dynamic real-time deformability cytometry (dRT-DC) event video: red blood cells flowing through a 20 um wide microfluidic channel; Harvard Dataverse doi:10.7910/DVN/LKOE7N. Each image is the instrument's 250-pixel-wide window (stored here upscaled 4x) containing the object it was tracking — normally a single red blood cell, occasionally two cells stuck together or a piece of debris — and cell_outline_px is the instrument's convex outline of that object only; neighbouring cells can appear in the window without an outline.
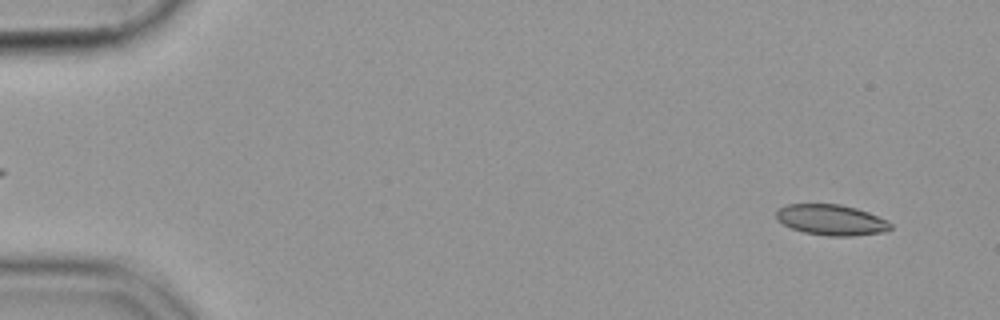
{"species": "common noctule bat (a hibernating species)", "species_latin": "Nyctalus noctula", "temperature_condition": "cold", "stored_images_in_passage": 54, "camera_frame_rate_fps": 3000, "um_per_image_px": 0.085, "animal": {"sex": "female", "body_mass_g": 19.9}, "frame": {"image": 1, "passage_image": 3, "time_ms": 0.667, "image_size_px": [1000, 320], "cell_outline_px": [[892, 228], [884, 232], [852, 236], [828, 236], [804, 232], [792, 228], [776, 220], [776, 212], [780, 208], [788, 204], [840, 204], [856, 208], [868, 212], [888, 220], [892, 224]], "centroid_in_image_um": [70.68, 18.69], "position_along_channel_um": 14.3, "area_um2": 20.46}}
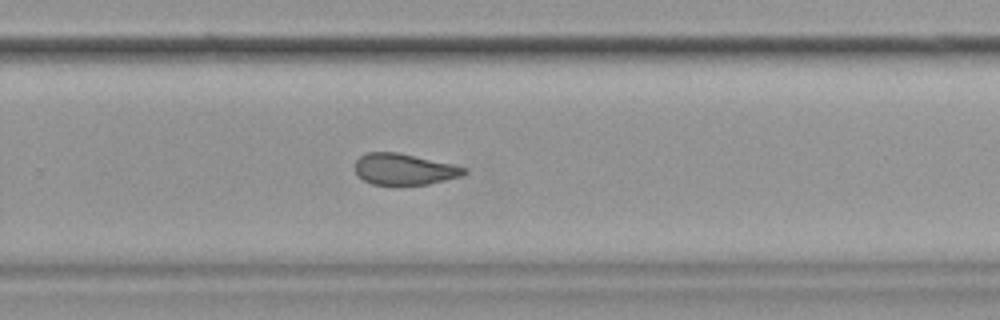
{"frame": {"image": 2, "passage_image": 36, "time_ms": 11.667, "image_size_px": [1000, 320], "cell_outline_px": [[468, 172], [460, 176], [428, 184], [396, 188], [392, 188], [372, 184], [364, 180], [356, 172], [356, 160], [360, 156], [368, 152], [396, 152], [452, 164], [468, 168]], "centroid_in_image_um": [34.34, 14.43], "position_along_channel_um": 295.5, "area_um2": 20.35}}
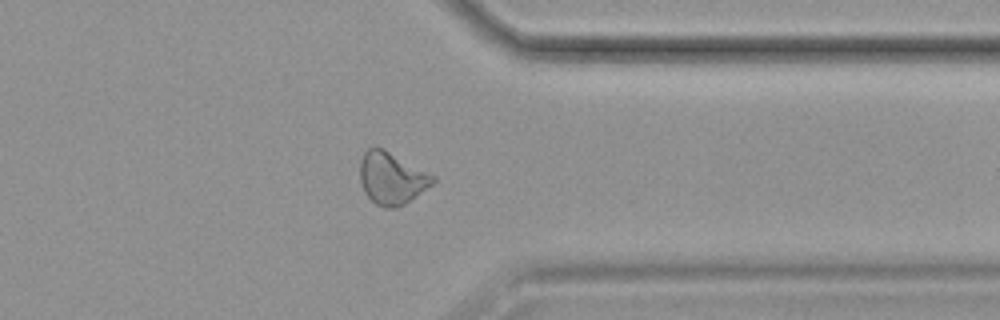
{"frame": {"image": 3, "passage_image": 43, "time_ms": 14.0, "image_size_px": [1000, 320], "cell_outline_px": [[436, 180], [432, 184], [404, 204], [396, 208], [384, 208], [376, 204], [364, 192], [360, 180], [360, 160], [364, 152], [368, 148], [380, 148], [436, 176]], "centroid_in_image_um": [33.27, 15.17], "position_along_channel_um": 378.1, "area_um2": 21.68}}